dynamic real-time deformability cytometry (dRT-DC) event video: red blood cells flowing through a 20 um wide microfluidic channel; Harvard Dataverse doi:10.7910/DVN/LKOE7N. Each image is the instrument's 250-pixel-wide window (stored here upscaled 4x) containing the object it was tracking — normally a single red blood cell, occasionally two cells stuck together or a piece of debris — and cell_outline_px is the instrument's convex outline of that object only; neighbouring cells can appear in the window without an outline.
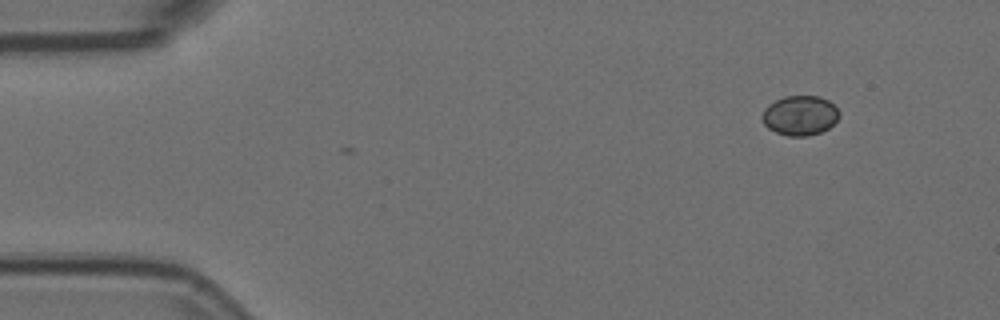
{"species": "Egyptian fruit bat (a non-hibernating species)", "species_latin": "Rousettus aegyptiacus", "temperature_condition": "room temperature", "stored_images_in_passage": 2, "camera_frame_rate_fps": 3000, "um_per_image_px": 0.085, "animal": {"sex": "female"}, "frame": {"image": 1, "passage_image": 1, "time_ms": 0.0, "image_size_px": [1000, 320], "cell_outline_px": [[840, 116], [828, 128], [820, 132], [808, 136], [788, 136], [776, 132], [768, 128], [764, 124], [760, 116], [764, 108], [768, 104], [784, 96], [820, 96], [828, 100], [840, 112]], "centroid_in_image_um": [67.97, 9.81], "position_along_channel_um": 17.0, "area_um2": 17.92}}